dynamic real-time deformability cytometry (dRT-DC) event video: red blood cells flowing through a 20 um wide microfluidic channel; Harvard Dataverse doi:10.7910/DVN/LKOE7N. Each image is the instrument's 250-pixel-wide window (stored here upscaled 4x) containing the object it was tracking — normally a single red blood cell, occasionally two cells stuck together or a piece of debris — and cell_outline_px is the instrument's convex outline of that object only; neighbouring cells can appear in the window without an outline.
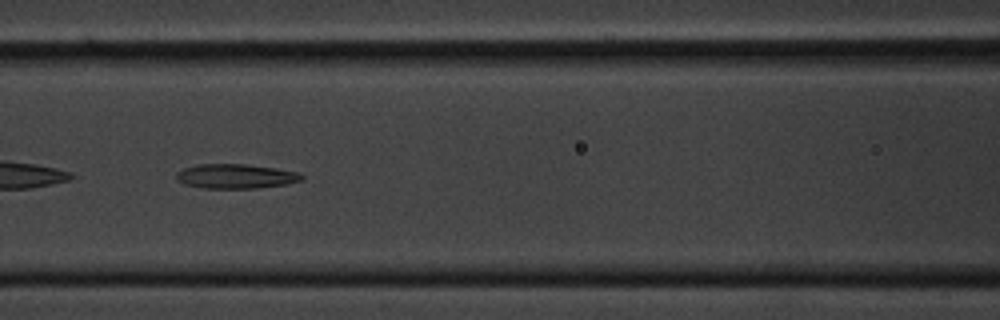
{"species": "common noctule bat (a hibernating species)", "species_latin": "Nyctalus noctula", "temperature_condition": "cold", "stored_images_in_passage": 55, "camera_frame_rate_fps": 3000, "um_per_image_px": 0.085, "animal": {"sex": "male", "body_mass_g": 20.1, "forearm_length_mm": 53.5}, "frame": {"image": 1, "passage_image": 24, "time_ms": 7.667, "image_size_px": [1000, 320], "cell_outline_px": [[304, 180], [288, 184], [256, 188], [204, 188], [184, 184], [176, 176], [176, 172], [184, 168], [200, 164], [244, 164], [276, 168], [300, 172], [304, 176]], "centroid_in_image_um": [20.1, 14.98], "position_along_channel_um": 146.5, "area_um2": 17.92}}
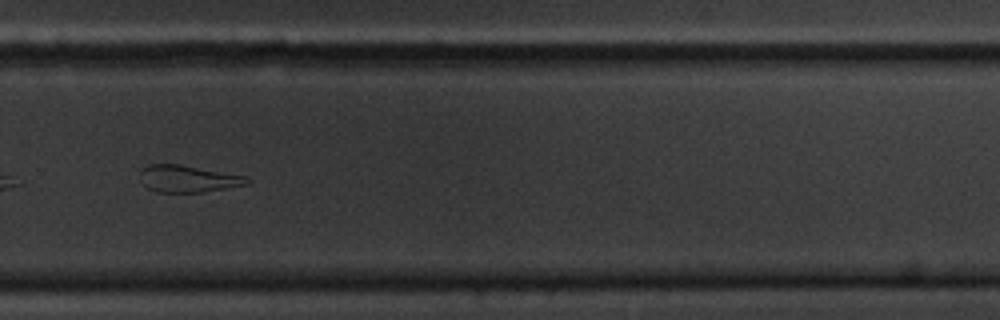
{"frame": {"image": 2, "passage_image": 38, "time_ms": 12.333, "image_size_px": [1000, 320], "cell_outline_px": [[252, 180], [248, 184], [200, 192], [156, 192], [148, 188], [144, 184], [140, 172], [140, 168], [148, 164], [180, 164], [248, 176]], "centroid_in_image_um": [15.99, 15.18], "position_along_channel_um": 313.8, "area_um2": 16.82}}
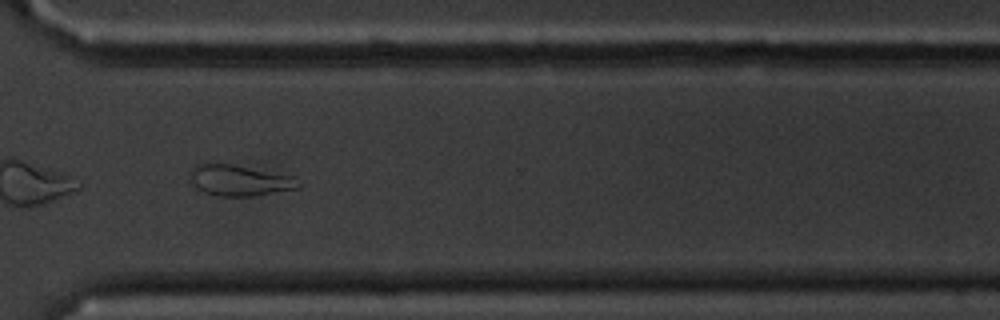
{"frame": {"image": 3, "passage_image": 41, "time_ms": 13.333, "image_size_px": [1000, 320], "cell_outline_px": [[304, 184], [300, 188], [252, 196], [220, 196], [204, 192], [196, 188], [188, 176], [192, 168], [196, 164], [204, 160], [208, 160], [232, 164], [296, 176], [304, 180]], "centroid_in_image_um": [20.38, 15.29], "position_along_channel_um": 350.2, "area_um2": 20.46}, "authors_computed_cell_mechanics": {"area_um2": 23.7558, "velocity_mm_per_s": 3.6006, "shape_relaxation_time_tau1_ms": null, "shape_relaxation_time_tau2_ms": 9.1576, "deformation_change_tau1": null, "deformation_change_tau2": 0.2458}}